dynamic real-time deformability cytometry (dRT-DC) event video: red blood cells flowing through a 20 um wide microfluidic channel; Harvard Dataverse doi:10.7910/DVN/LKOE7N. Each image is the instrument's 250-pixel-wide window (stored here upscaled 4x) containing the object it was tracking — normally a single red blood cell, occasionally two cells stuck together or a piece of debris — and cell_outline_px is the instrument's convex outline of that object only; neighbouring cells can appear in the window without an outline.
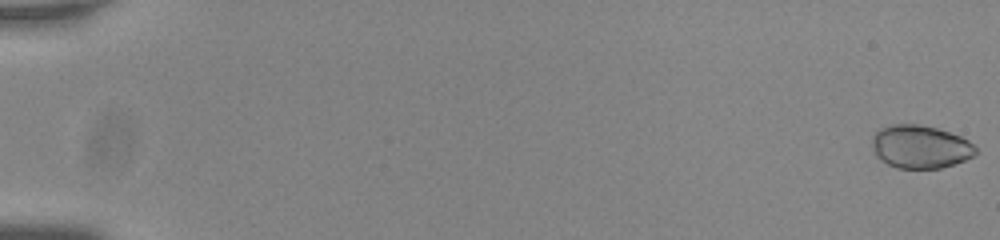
{"species": "common noctule bat (a hibernating species)", "species_latin": "Nyctalus noctula", "temperature_condition": "room temperature", "stored_images_in_passage": 57, "camera_frame_rate_fps": 3000, "um_per_image_px": 0.085, "animal": {"sex": "male", "body_mass_g": 20.0, "forearm_length_mm": 53.3}, "frame": {"image": 1, "passage_image": 1, "time_ms": 0.0, "image_size_px": [1000, 240], "cell_outline_px": [[976, 152], [972, 156], [964, 160], [940, 168], [896, 168], [880, 160], [876, 156], [872, 144], [872, 136], [880, 128], [892, 124], [920, 124], [936, 128], [960, 136], [968, 140], [976, 148]], "centroid_in_image_um": [78.19, 12.47], "position_along_channel_um": 6.8, "area_um2": 25.89}}
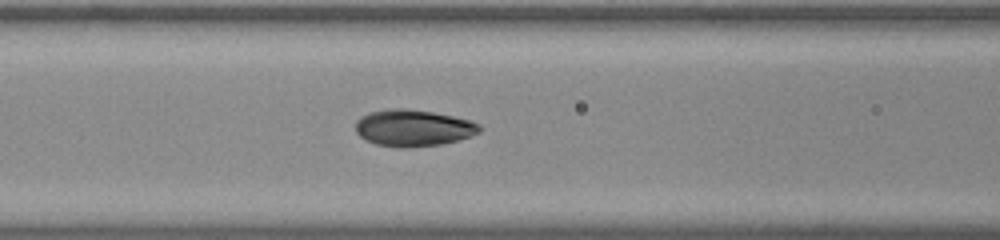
{"frame": {"image": 2, "passage_image": 26, "time_ms": 8.333, "image_size_px": [1000, 240], "cell_outline_px": [[480, 132], [456, 140], [440, 144], [408, 148], [400, 148], [376, 144], [364, 140], [356, 132], [356, 120], [360, 116], [368, 112], [388, 108], [408, 108], [432, 112], [452, 116], [468, 120], [480, 124]], "centroid_in_image_um": [35.05, 10.87], "position_along_channel_um": 131.5, "area_um2": 26.53}}
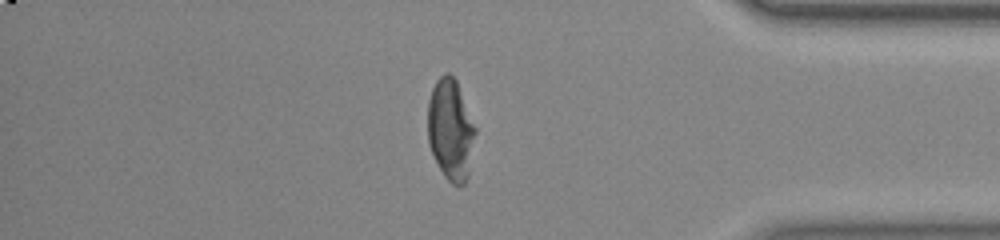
{"frame": {"image": 3, "passage_image": 49, "time_ms": 16.0, "image_size_px": [1000, 240], "cell_outline_px": [[476, 132], [468, 176], [464, 184], [452, 184], [444, 176], [428, 144], [428, 100], [432, 88], [436, 80], [440, 76], [448, 72], [456, 80], [476, 128]], "centroid_in_image_um": [38.3, 11.01], "position_along_channel_um": 396.9, "area_um2": 27.86}, "authors_computed_cell_mechanics": {"area_um2": 26.4724, "velocity_mm_per_s": 3.7512, "shape_relaxation_time_tau1_ms": 3.6347, "shape_relaxation_time_tau2_ms": null, "deformation_change_tau1": 0.157, "deformation_change_tau2": null}}